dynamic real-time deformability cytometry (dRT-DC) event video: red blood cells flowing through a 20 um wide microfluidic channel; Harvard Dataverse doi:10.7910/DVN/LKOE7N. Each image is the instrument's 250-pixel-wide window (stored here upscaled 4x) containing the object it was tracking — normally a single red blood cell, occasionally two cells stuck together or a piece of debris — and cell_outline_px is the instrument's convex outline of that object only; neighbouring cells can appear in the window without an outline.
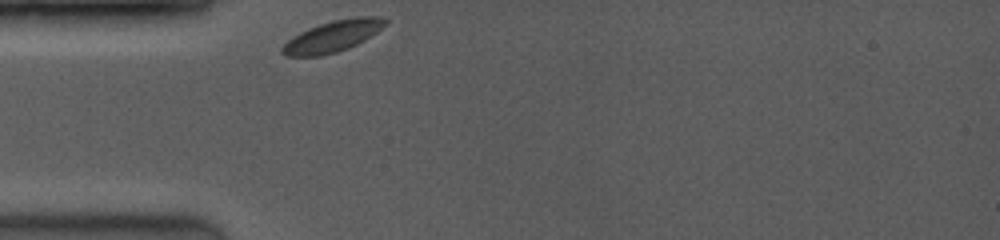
{"species": "common noctule bat (a hibernating species)", "species_latin": "Nyctalus noctula", "temperature_condition": "room temperature", "stored_images_in_passage": 28, "camera_frame_rate_fps": 3500, "um_per_image_px": 0.085, "animal": {"sex": "female", "body_mass_g": 19.0, "forearm_length_mm": 53.3}, "frame": {"image": 1, "passage_image": 1, "time_ms": 0.0, "image_size_px": [1000, 240], "cell_outline_px": [[388, 24], [364, 40], [348, 48], [336, 52], [320, 56], [284, 56], [280, 52], [280, 48], [292, 36], [308, 28], [332, 20], [356, 16], [384, 16], [388, 20]], "centroid_in_image_um": [28.29, 3.07], "position_along_channel_um": 56.7, "area_um2": 18.96}}
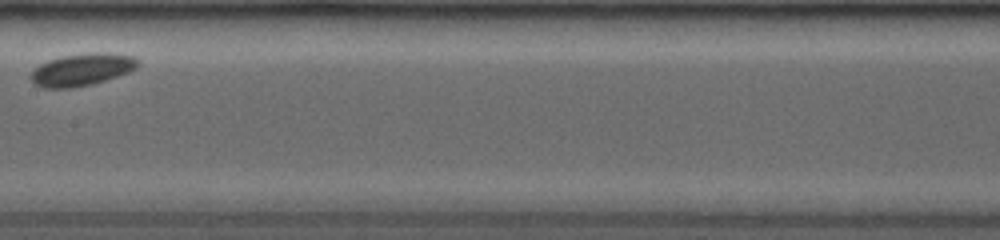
{"frame": {"image": 2, "passage_image": 12, "time_ms": 4.0, "image_size_px": [1000, 240], "cell_outline_px": [[140, 64], [136, 68], [128, 72], [92, 84], [68, 88], [44, 88], [32, 84], [28, 76], [40, 64], [48, 60], [64, 56], [108, 52], [132, 56], [140, 60]], "centroid_in_image_um": [6.94, 5.93], "position_along_channel_um": 200.5, "area_um2": 19.94}}
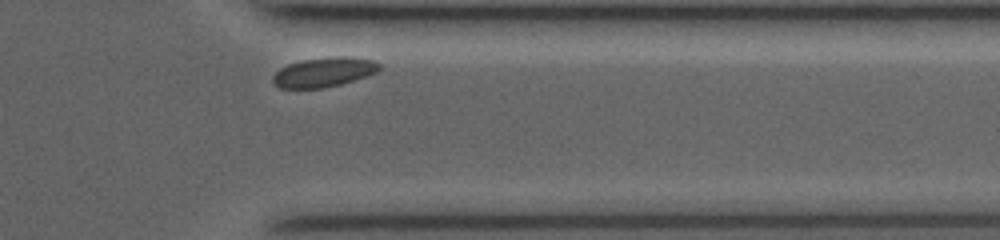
{"frame": {"image": 3, "passage_image": 26, "time_ms": 8.857, "image_size_px": [1000, 240], "cell_outline_px": [[380, 68], [376, 72], [368, 76], [340, 84], [324, 88], [280, 88], [272, 80], [272, 76], [280, 68], [288, 64], [300, 60], [328, 56], [352, 56], [372, 60], [380, 64]], "centroid_in_image_um": [27.54, 6.11], "position_along_channel_um": 383.9, "area_um2": 18.5}}